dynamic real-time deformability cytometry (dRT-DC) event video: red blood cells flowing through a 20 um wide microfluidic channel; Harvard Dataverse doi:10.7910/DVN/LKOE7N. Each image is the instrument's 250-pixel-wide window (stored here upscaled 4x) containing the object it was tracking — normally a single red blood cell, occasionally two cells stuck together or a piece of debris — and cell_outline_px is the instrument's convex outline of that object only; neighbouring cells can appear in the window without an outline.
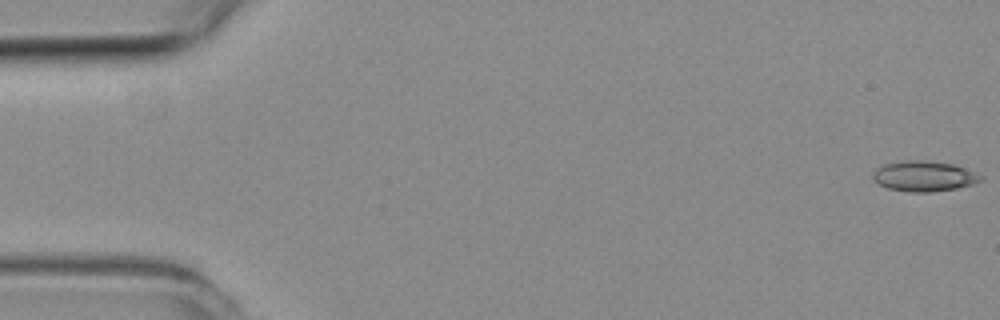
{"species": "common noctule bat (a hibernating species)", "species_latin": "Nyctalus noctula", "temperature_condition": "room temperature", "stored_images_in_passage": 8, "camera_frame_rate_fps": 3000, "um_per_image_px": 0.085, "animal": {"sex": "female", "body_mass_g": 19.3, "forearm_length_mm": 54.1}, "frame": {"image": 1, "passage_image": 1, "time_ms": 0.0, "image_size_px": [1000, 320], "cell_outline_px": [[984, 180], [972, 184], [956, 188], [932, 192], [908, 192], [888, 188], [872, 180], [872, 172], [876, 168], [884, 164], [904, 160], [928, 160], [952, 164], [964, 168], [984, 176]], "centroid_in_image_um": [78.52, 14.97], "position_along_channel_um": 6.5, "area_um2": 19.25}}